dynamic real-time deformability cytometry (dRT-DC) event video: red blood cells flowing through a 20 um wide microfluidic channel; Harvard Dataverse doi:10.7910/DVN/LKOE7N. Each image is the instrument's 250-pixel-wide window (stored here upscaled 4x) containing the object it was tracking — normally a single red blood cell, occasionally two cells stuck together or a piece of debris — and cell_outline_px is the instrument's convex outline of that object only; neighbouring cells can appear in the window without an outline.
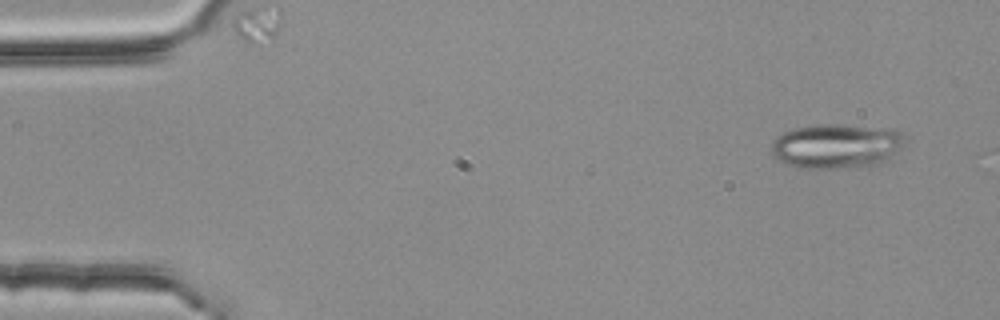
{"species": "common noctule bat (a hibernating species)", "species_latin": "Nyctalus noctula", "temperature_condition": "room temperature", "stored_images_in_passage": 3, "camera_frame_rate_fps": 3000, "um_per_image_px": 0.085, "animal": {"sex": "female", "body_mass_g": 25.1}, "frame": {"image": 1, "passage_image": 1, "time_ms": 0.0, "image_size_px": [1000, 320], "cell_outline_px": [[904, 144], [884, 164], [856, 168], [796, 168], [784, 164], [776, 160], [772, 152], [772, 144], [784, 132], [792, 128], [816, 124], [836, 124], [888, 128], [900, 132], [904, 136]], "centroid_in_image_um": [71.11, 12.43], "position_along_channel_um": 13.9, "area_um2": 35.2}}